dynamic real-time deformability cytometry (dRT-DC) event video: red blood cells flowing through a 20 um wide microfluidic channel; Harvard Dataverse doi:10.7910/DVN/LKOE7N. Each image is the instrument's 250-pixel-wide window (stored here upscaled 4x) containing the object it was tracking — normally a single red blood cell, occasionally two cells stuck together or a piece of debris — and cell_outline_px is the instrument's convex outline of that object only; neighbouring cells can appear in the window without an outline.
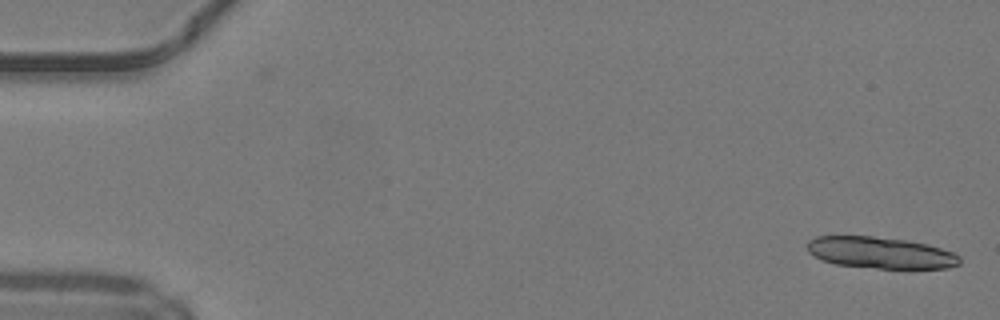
{"species": "common noctule bat (a hibernating species)", "species_latin": "Nyctalus noctula", "temperature_condition": "warm", "stored_images_in_passage": 48, "camera_frame_rate_fps": 3000, "um_per_image_px": 0.085, "animal": {"sex": "male", "body_mass_g": 19.2, "forearm_length_mm": 51.8}, "frame": {"image": 1, "passage_image": 1, "time_ms": 0.0, "image_size_px": [1000, 320], "cell_outline_px": [[960, 264], [948, 268], [876, 268], [836, 264], [824, 260], [808, 252], [808, 240], [816, 236], [872, 236], [908, 240], [928, 244], [952, 252], [960, 256]], "centroid_in_image_um": [74.86, 21.47], "position_along_channel_um": 10.1, "area_um2": 27.86}}
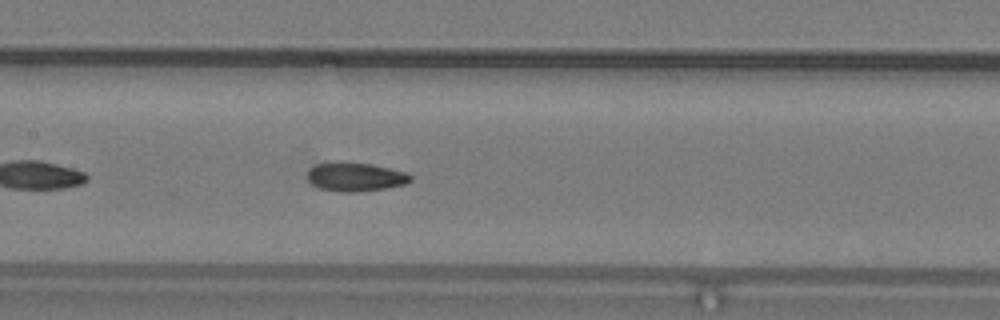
{"frame": {"image": 2, "passage_image": 24, "time_ms": 7.667, "image_size_px": [1000, 320], "cell_outline_px": [[412, 180], [404, 184], [384, 188], [360, 192], [344, 192], [320, 188], [312, 184], [308, 180], [308, 168], [316, 164], [332, 160], [340, 160], [372, 164], [404, 172], [412, 176]], "centroid_in_image_um": [30.15, 15.0], "position_along_channel_um": 177.3, "area_um2": 17.57}}
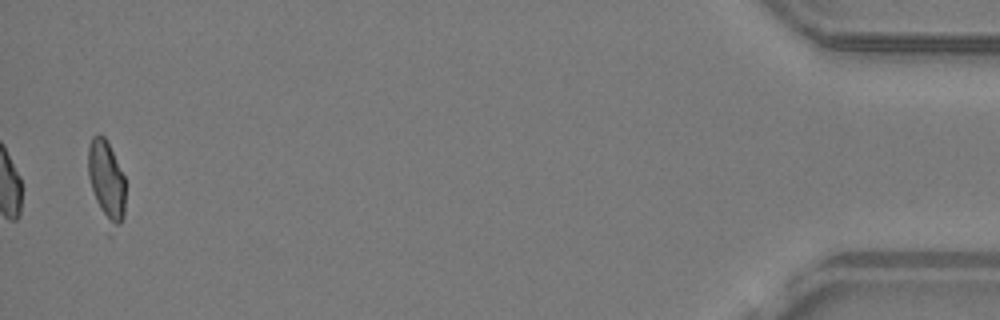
{"frame": {"image": 3, "passage_image": 48, "time_ms": 15.667, "image_size_px": [1000, 320], "cell_outline_px": [[124, 216], [120, 224], [116, 224], [100, 208], [96, 200], [88, 176], [88, 148], [92, 136], [104, 136], [124, 176]], "centroid_in_image_um": [9.03, 15.21], "position_along_channel_um": 426.2, "area_um2": 16.13}, "authors_computed_cell_mechanics": {"area_um2": 17.4845, "velocity_mm_per_s": 4.2448, "shape_relaxation_time_tau1_ms": 10.656, "shape_relaxation_time_tau2_ms": 2.7553, "deformation_change_tau1": 0.2278, "deformation_change_tau2": 0.0744}}